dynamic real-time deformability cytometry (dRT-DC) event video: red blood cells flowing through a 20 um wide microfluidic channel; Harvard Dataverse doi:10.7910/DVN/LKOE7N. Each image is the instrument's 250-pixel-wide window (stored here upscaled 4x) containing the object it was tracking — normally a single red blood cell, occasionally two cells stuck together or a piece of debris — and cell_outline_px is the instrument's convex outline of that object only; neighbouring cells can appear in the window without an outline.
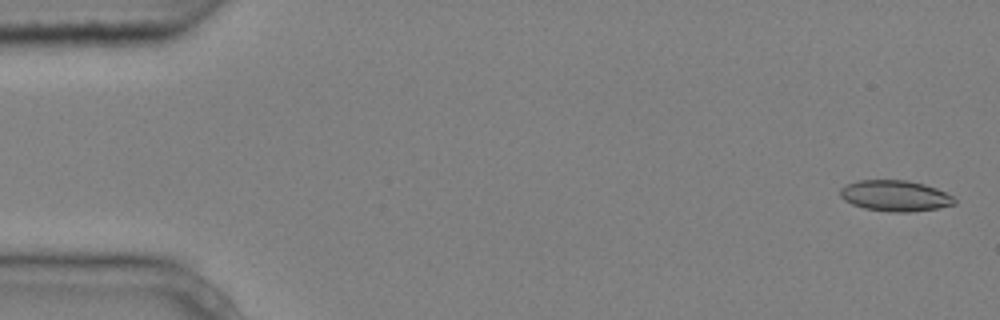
{"species": "common noctule bat (a hibernating species)", "species_latin": "Nyctalus noctula", "temperature_condition": "cold", "stored_images_in_passage": 4, "camera_frame_rate_fps": 3000, "um_per_image_px": 0.085, "animal": {"sex": "male", "body_mass_g": 20.4}, "frame": {"image": 1, "passage_image": 1, "time_ms": 0.0, "image_size_px": [1000, 320], "cell_outline_px": [[956, 204], [936, 208], [908, 212], [892, 212], [864, 208], [852, 204], [844, 200], [840, 196], [840, 188], [856, 180], [908, 180], [924, 184], [936, 188], [952, 196], [956, 200]], "centroid_in_image_um": [76.07, 16.63], "position_along_channel_um": 8.9, "area_um2": 20.52}}
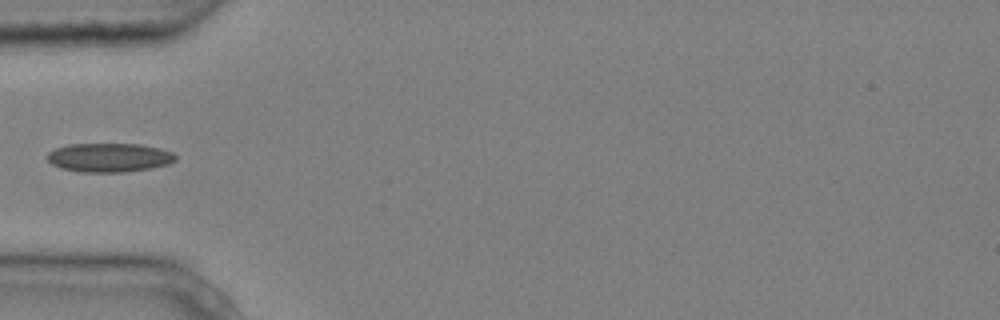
{"frame": {"image": 2, "passage_image": 4, "time_ms": 1.0, "image_size_px": [1000, 320], "cell_outline_px": [[176, 160], [168, 164], [152, 168], [124, 172], [80, 172], [60, 168], [52, 164], [48, 160], [48, 152], [56, 148], [68, 144], [140, 144], [160, 148], [172, 152], [176, 156]], "centroid_in_image_um": [9.29, 13.39], "position_along_channel_um": 75.7, "area_um2": 21.68}}